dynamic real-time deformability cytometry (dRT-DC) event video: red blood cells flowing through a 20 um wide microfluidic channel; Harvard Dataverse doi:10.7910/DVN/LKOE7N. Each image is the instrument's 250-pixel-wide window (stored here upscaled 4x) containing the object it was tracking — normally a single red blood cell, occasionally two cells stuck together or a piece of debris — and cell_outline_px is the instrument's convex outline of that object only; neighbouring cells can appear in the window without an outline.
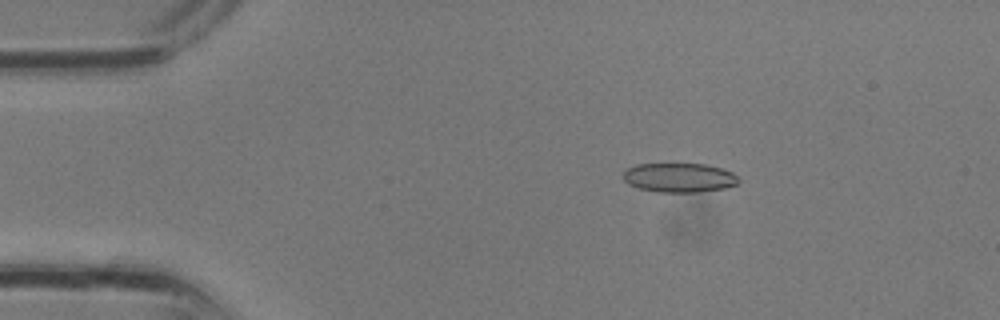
{"species": "common noctule bat (a hibernating species)", "species_latin": "Nyctalus noctula", "temperature_condition": "room temperature", "stored_images_in_passage": 33, "camera_frame_rate_fps": 3000, "um_per_image_px": 0.085, "animal": {"sex": "male", "body_mass_g": 13.3}, "frame": {"image": 1, "passage_image": 6, "time_ms": 1.667, "image_size_px": [1000, 320], "cell_outline_px": [[740, 180], [736, 184], [724, 188], [696, 192], [660, 192], [640, 188], [628, 184], [620, 176], [628, 168], [636, 164], [704, 164], [720, 168], [732, 172]], "centroid_in_image_um": [57.7, 15.09], "position_along_channel_um": 27.3, "area_um2": 19.54}}
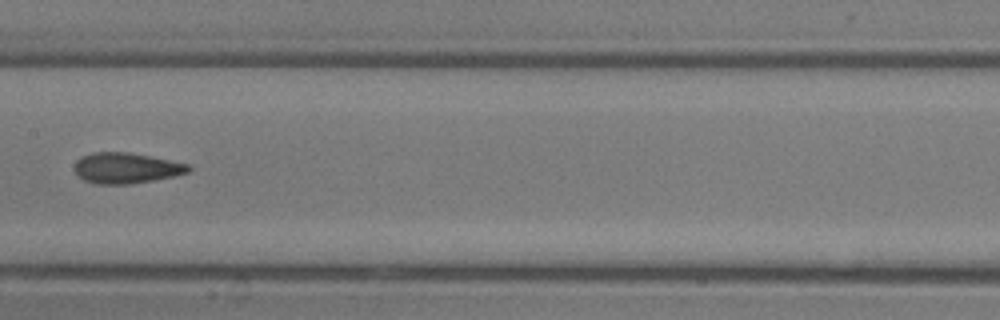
{"frame": {"image": 2, "passage_image": 17, "time_ms": 5.333, "image_size_px": [1000, 320], "cell_outline_px": [[192, 168], [188, 172], [172, 176], [152, 180], [128, 184], [96, 184], [84, 180], [76, 172], [76, 160], [80, 156], [92, 152], [128, 152], [192, 164]], "centroid_in_image_um": [10.74, 14.27], "position_along_channel_um": 196.7, "area_um2": 20.29}}
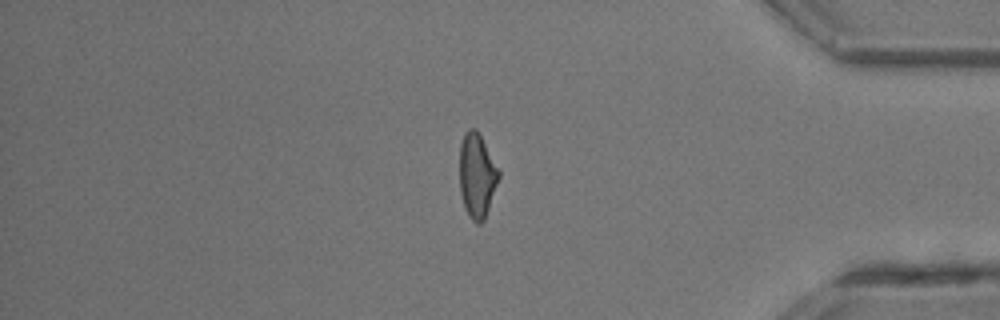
{"frame": {"image": 3, "passage_image": 28, "time_ms": 9.0, "image_size_px": [1000, 320], "cell_outline_px": [[500, 176], [484, 220], [480, 224], [476, 224], [468, 216], [464, 208], [460, 192], [460, 144], [464, 132], [468, 128], [476, 128], [500, 172]], "centroid_in_image_um": [40.52, 14.93], "position_along_channel_um": 394.7, "area_um2": 19.25}}